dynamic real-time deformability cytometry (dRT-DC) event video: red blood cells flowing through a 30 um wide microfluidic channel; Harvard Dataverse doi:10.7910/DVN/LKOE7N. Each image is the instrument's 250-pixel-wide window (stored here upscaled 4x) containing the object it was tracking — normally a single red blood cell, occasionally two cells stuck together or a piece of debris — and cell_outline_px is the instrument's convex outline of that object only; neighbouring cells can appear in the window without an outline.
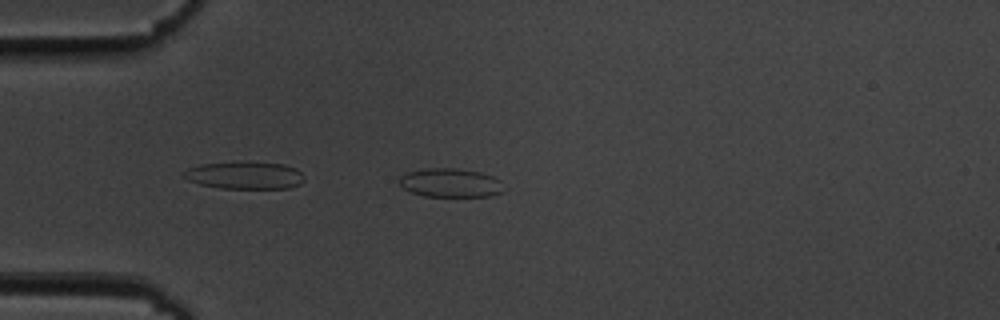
{"species": "common noctule bat (a hibernating species)", "species_latin": "Nyctalus noctula", "temperature_condition": "cold", "stored_images_in_passage": 44, "camera_frame_rate_fps": 3000, "um_per_image_px": 0.085, "animal": {"sex": "male", "body_mass_g": 19.5, "forearm_length_mm": 54.6}, "frame": {"image": 1, "passage_image": 3, "time_ms": 0.667, "image_size_px": [1000, 320], "cell_outline_px": [[504, 192], [488, 196], [424, 196], [412, 192], [404, 188], [396, 180], [400, 176], [408, 172], [424, 168], [456, 168], [480, 172], [492, 176], [500, 180]], "centroid_in_image_um": [38.27, 15.53], "position_along_channel_um": 46.7, "area_um2": 17.57}}
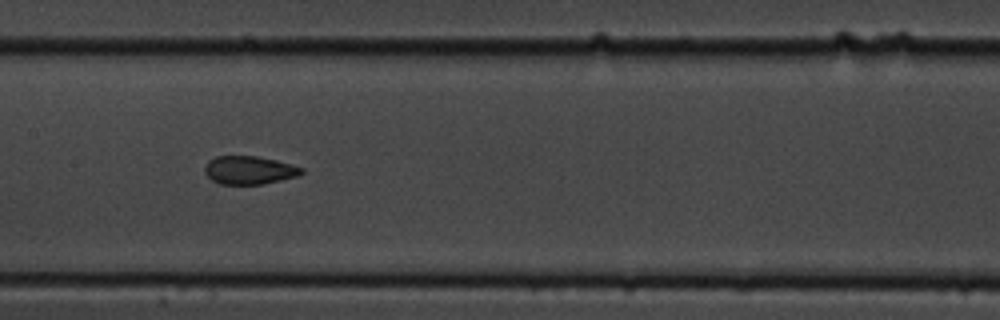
{"frame": {"image": 2, "passage_image": 16, "time_ms": 5.0, "image_size_px": [1000, 320], "cell_outline_px": [[304, 172], [296, 176], [264, 184], [220, 184], [212, 180], [204, 172], [204, 168], [208, 160], [216, 156], [256, 156], [276, 160], [304, 168]], "centroid_in_image_um": [21.16, 14.46], "position_along_channel_um": 186.2, "area_um2": 15.9}}
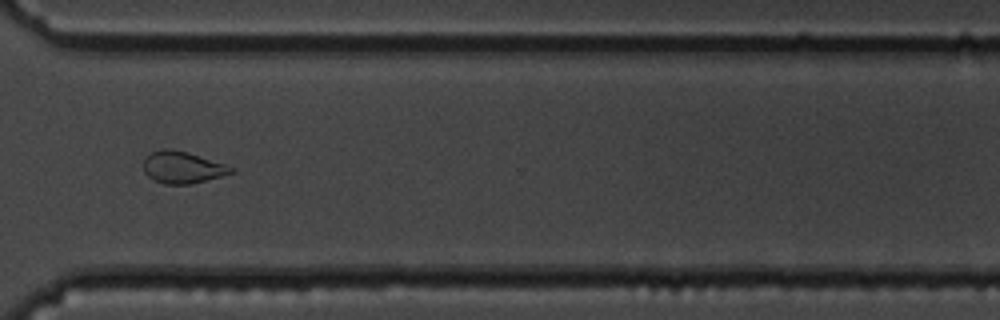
{"frame": {"image": 3, "passage_image": 30, "time_ms": 9.667, "image_size_px": [1000, 320], "cell_outline_px": [[236, 172], [188, 184], [164, 184], [152, 180], [144, 172], [144, 160], [152, 152], [164, 148], [168, 148], [188, 152], [236, 168]], "centroid_in_image_um": [15.5, 14.23], "position_along_channel_um": 355.1, "area_um2": 16.13}, "authors_computed_cell_mechanics": {"area_um2": 16.5597, "velocity_mm_per_s": 3.6265, "shape_relaxation_time_tau1_ms": null, "shape_relaxation_time_tau2_ms": 1.3191, "deformation_change_tau1": null, "deformation_change_tau2": 0.0716}}